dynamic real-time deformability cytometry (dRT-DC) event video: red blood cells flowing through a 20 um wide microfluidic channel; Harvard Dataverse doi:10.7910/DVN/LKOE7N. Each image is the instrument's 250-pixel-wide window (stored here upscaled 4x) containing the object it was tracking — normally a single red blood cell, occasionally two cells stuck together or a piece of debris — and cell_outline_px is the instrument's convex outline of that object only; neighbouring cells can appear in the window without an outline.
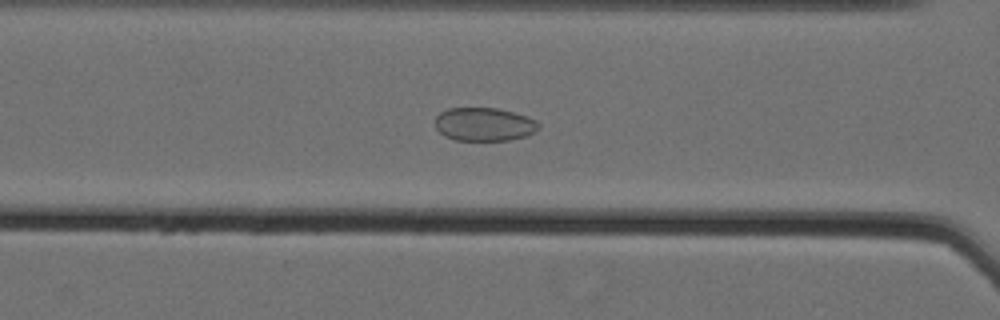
{"species": "Egyptian fruit bat (a non-hibernating species)", "species_latin": "Rousettus aegyptiacus", "temperature_condition": "cold", "stored_images_in_passage": 39, "camera_frame_rate_fps": 3000, "um_per_image_px": 0.085, "animal": {"sex": "female"}, "frame": {"image": 1, "passage_image": 8, "time_ms": 2.333, "image_size_px": [1000, 320], "cell_outline_px": [[540, 128], [536, 132], [524, 136], [508, 140], [456, 140], [444, 136], [436, 128], [436, 116], [440, 112], [448, 108], [496, 108], [528, 116], [536, 120], [540, 124]], "centroid_in_image_um": [41.17, 10.56], "position_along_channel_um": 125.4, "area_um2": 20.17}}
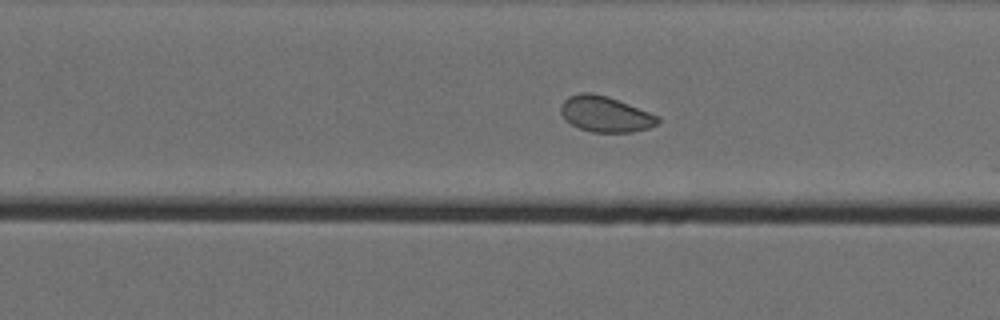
{"frame": {"image": 2, "passage_image": 21, "time_ms": 6.667, "image_size_px": [1000, 320], "cell_outline_px": [[660, 120], [656, 124], [648, 128], [632, 132], [592, 132], [580, 128], [564, 120], [560, 112], [560, 108], [564, 100], [568, 96], [580, 92], [592, 92], [608, 96], [660, 116]], "centroid_in_image_um": [51.43, 9.69], "position_along_channel_um": 278.4, "area_um2": 20.29}}
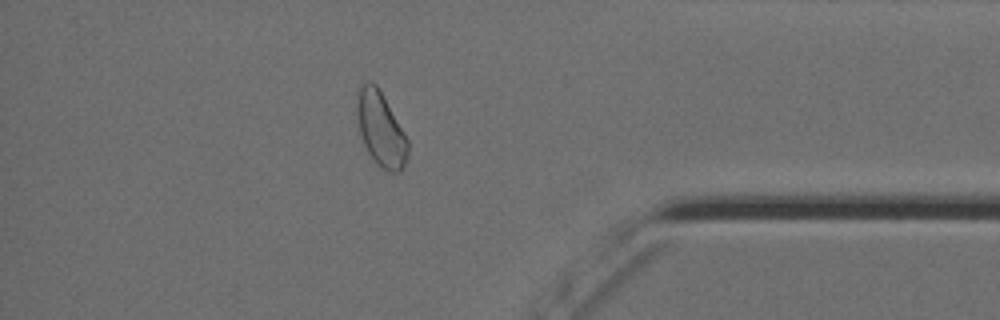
{"frame": {"image": 3, "passage_image": 33, "time_ms": 10.667, "image_size_px": [1000, 320], "cell_outline_px": [[408, 156], [400, 172], [392, 172], [380, 168], [376, 164], [368, 152], [364, 144], [360, 132], [356, 112], [356, 104], [360, 88], [368, 80], [372, 80], [376, 84], [404, 132], [408, 140]], "centroid_in_image_um": [32.37, 11.0], "position_along_channel_um": 402.8, "area_um2": 21.79}, "authors_computed_cell_mechanics": {"area_um2": 20.6924, "velocity_mm_per_s": 3.5418, "shape_relaxation_time_tau1_ms": null, "shape_relaxation_time_tau2_ms": 2.1935, "deformation_change_tau1": null, "deformation_change_tau2": 0.0549}}